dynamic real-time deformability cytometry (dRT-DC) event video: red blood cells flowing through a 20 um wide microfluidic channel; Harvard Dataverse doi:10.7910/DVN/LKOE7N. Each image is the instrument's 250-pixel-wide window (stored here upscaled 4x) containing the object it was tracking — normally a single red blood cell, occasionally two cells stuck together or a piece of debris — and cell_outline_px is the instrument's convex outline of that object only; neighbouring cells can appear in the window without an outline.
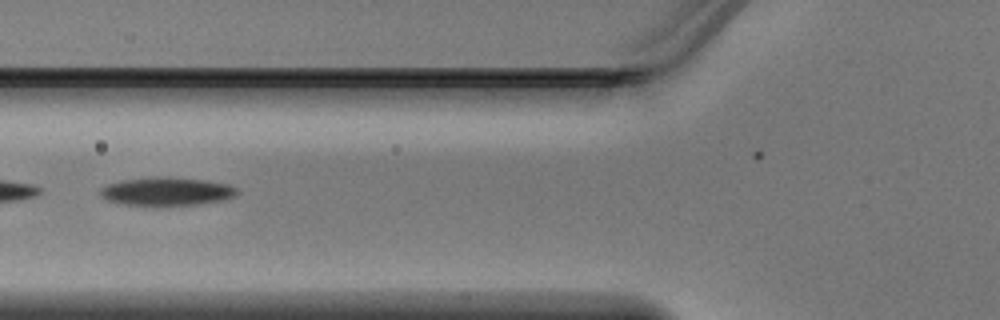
{"species": "Egyptian fruit bat (a non-hibernating species)", "species_latin": "Rousettus aegyptiacus", "temperature_condition": "warm", "stored_images_in_passage": 25, "camera_frame_rate_fps": 3000, "um_per_image_px": 0.085, "animal": {"sex": "male"}, "frame": {"image": 1, "passage_image": 8, "time_ms": 2.333, "image_size_px": [1000, 320], "cell_outline_px": [[240, 192], [236, 196], [220, 200], [196, 204], [156, 208], [152, 208], [124, 204], [108, 200], [100, 196], [100, 188], [108, 184], [120, 180], [148, 176], [168, 176], [208, 180], [228, 184], [236, 188]], "centroid_in_image_um": [14.13, 16.28], "position_along_channel_um": 111.7, "area_um2": 23.58}}
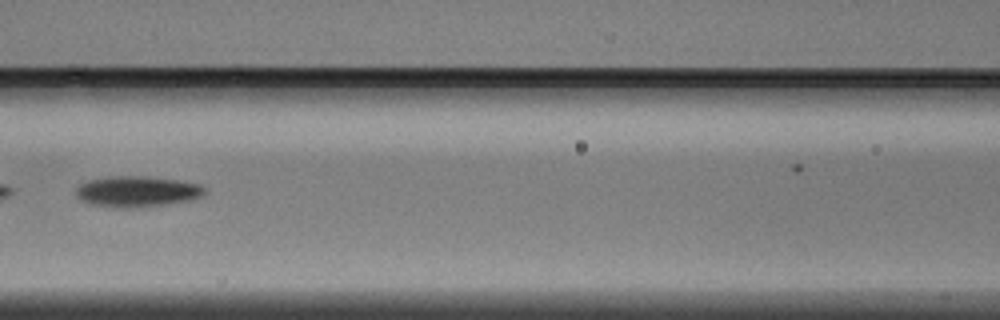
{"frame": {"image": 2, "passage_image": 11, "time_ms": 3.333, "image_size_px": [1000, 320], "cell_outline_px": [[208, 192], [200, 196], [188, 200], [164, 204], [132, 208], [128, 208], [92, 204], [76, 196], [76, 188], [80, 184], [88, 180], [112, 176], [144, 176], [176, 180], [200, 184]], "centroid_in_image_um": [11.65, 16.26], "position_along_channel_um": 154.9, "area_um2": 22.72}}
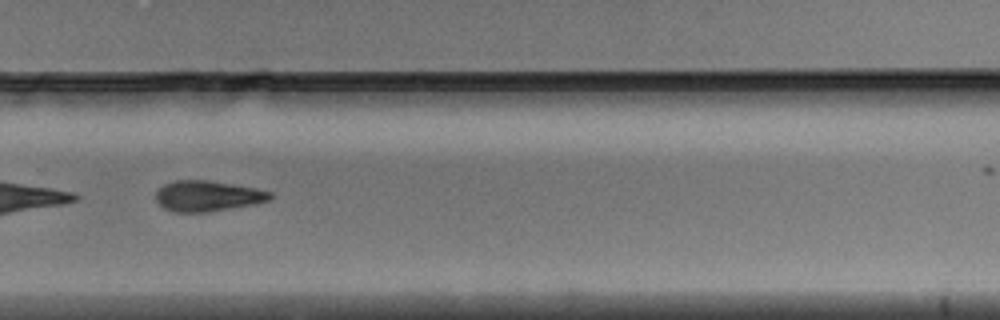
{"frame": {"image": 3, "passage_image": 22, "time_ms": 7.0, "image_size_px": [1000, 320], "cell_outline_px": [[272, 196], [268, 200], [256, 204], [208, 212], [176, 212], [164, 208], [156, 200], [156, 192], [164, 184], [176, 180], [208, 180], [256, 188], [272, 192]], "centroid_in_image_um": [17.65, 16.66], "position_along_channel_um": 312.1, "area_um2": 20.35}}